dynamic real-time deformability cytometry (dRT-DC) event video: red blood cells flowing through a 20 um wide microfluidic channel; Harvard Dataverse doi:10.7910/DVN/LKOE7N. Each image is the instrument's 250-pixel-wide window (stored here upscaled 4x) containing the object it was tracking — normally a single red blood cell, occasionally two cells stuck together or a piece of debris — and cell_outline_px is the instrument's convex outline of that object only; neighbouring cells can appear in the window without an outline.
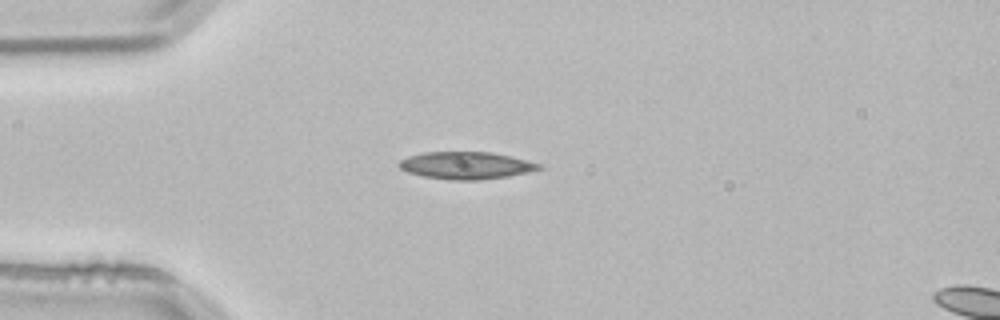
{"species": "common noctule bat (a hibernating species)", "species_latin": "Nyctalus noctula", "temperature_condition": "room temperature", "stored_images_in_passage": 3, "segment_of_instrument_passage": [1, 2], "camera_frame_rate_fps": 3000, "um_per_image_px": 0.085, "animal": {"sex": "male", "body_mass_g": 21.5, "forearm_length_mm": 52.0}, "frame": {"image": 1, "passage_image": 2, "time_ms": 0.333, "image_size_px": [1000, 320], "cell_outline_px": [[544, 168], [508, 176], [480, 180], [448, 180], [424, 176], [408, 172], [400, 168], [396, 164], [400, 160], [408, 156], [424, 152], [492, 152], [544, 164]], "centroid_in_image_um": [39.62, 14.06], "position_along_channel_um": 45.4, "area_um2": 22.31}}